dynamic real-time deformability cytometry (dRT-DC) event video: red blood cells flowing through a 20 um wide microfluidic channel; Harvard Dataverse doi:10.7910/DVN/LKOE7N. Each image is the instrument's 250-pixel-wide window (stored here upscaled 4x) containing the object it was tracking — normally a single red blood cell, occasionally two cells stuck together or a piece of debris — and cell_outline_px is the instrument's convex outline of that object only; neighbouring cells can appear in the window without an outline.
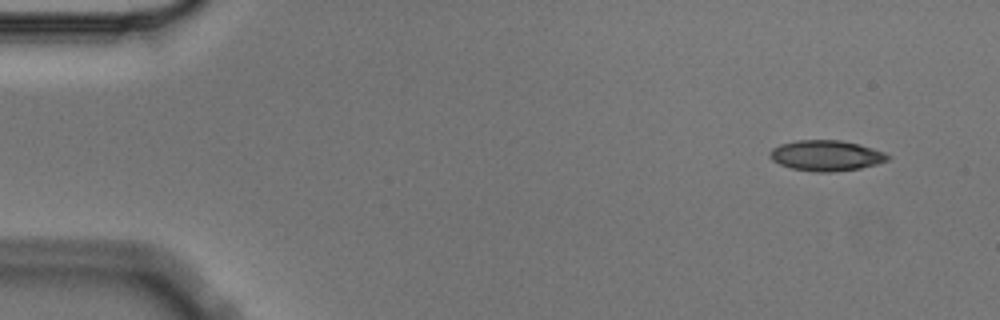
{"species": "Egyptian fruit bat (a non-hibernating species)", "species_latin": "Rousettus aegyptiacus", "temperature_condition": "cold", "stored_images_in_passage": 5, "camera_frame_rate_fps": 3000, "um_per_image_px": 0.085, "animal": {"sex": "male"}, "frame": {"image": 1, "passage_image": 1, "time_ms": 0.0, "image_size_px": [1000, 320], "cell_outline_px": [[892, 156], [888, 160], [876, 164], [860, 168], [828, 172], [816, 172], [792, 168], [780, 164], [772, 160], [768, 156], [768, 152], [772, 148], [780, 144], [796, 140], [840, 140], [860, 144], [884, 152]], "centroid_in_image_um": [70.21, 13.21], "position_along_channel_um": 14.8, "area_um2": 21.04}}
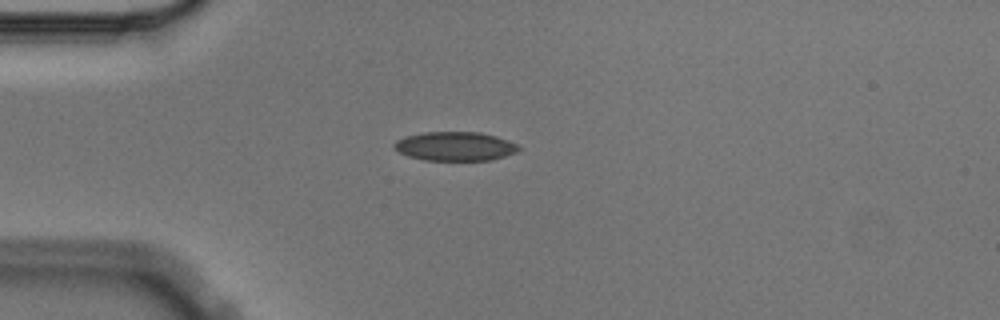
{"frame": {"image": 2, "passage_image": 4, "time_ms": 1.0, "image_size_px": [1000, 320], "cell_outline_px": [[520, 148], [516, 152], [492, 160], [424, 160], [408, 156], [400, 152], [392, 144], [396, 140], [404, 136], [424, 132], [480, 132], [496, 136], [516, 144]], "centroid_in_image_um": [38.65, 12.43], "position_along_channel_um": 46.3, "area_um2": 20.92}}
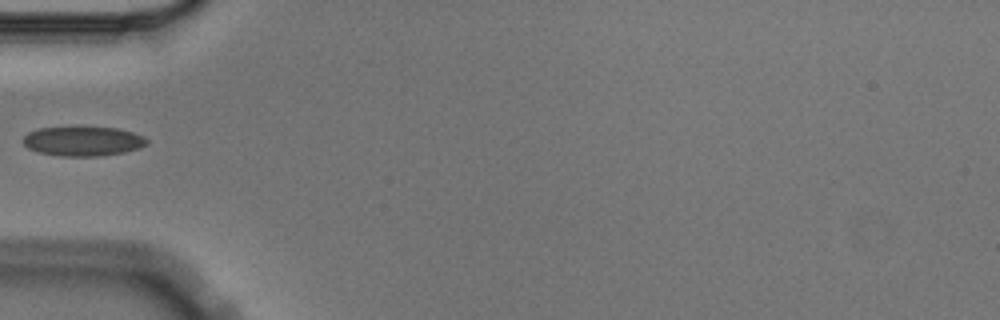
{"frame": {"image": 3, "passage_image": 5, "time_ms": 1.333, "image_size_px": [1000, 320], "cell_outline_px": [[148, 144], [140, 148], [124, 152], [100, 156], [60, 156], [40, 152], [28, 148], [20, 140], [28, 132], [36, 128], [76, 124], [116, 128], [132, 132], [144, 136], [148, 140]], "centroid_in_image_um": [7.02, 11.95], "position_along_channel_um": 78.0, "area_um2": 22.31}}